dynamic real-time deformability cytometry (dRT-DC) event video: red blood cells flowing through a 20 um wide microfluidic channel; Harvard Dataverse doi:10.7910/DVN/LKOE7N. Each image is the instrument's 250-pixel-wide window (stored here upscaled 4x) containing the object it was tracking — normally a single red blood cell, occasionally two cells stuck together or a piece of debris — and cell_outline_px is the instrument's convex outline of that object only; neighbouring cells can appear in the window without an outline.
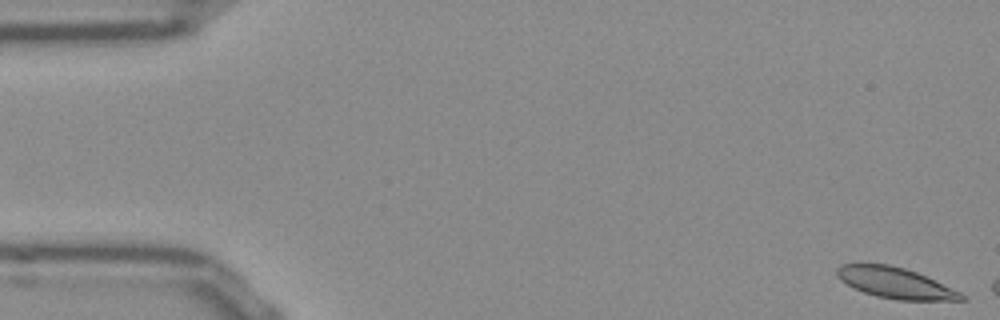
{"species": "Egyptian fruit bat (a non-hibernating species)", "species_latin": "Rousettus aegyptiacus", "temperature_condition": "room temperature", "stored_images_in_passage": 7, "camera_frame_rate_fps": 3000, "um_per_image_px": 0.085, "frame": {"image": 1, "passage_image": 1, "time_ms": 0.0, "image_size_px": [1000, 320], "cell_outline_px": [[968, 300], [896, 300], [876, 296], [852, 288], [840, 280], [836, 276], [836, 268], [840, 264], [888, 264], [904, 268], [916, 272], [960, 292]], "centroid_in_image_um": [76.04, 24.05], "position_along_channel_um": 9.0, "area_um2": 22.25}}